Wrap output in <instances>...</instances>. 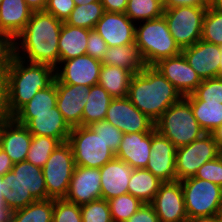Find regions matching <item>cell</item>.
I'll return each mask as SVG.
<instances>
[{
	"mask_svg": "<svg viewBox=\"0 0 222 222\" xmlns=\"http://www.w3.org/2000/svg\"><path fill=\"white\" fill-rule=\"evenodd\" d=\"M193 110L194 117L205 133H213L222 124V104L187 100Z\"/></svg>",
	"mask_w": 222,
	"mask_h": 222,
	"instance_id": "1f68e13d",
	"label": "cell"
},
{
	"mask_svg": "<svg viewBox=\"0 0 222 222\" xmlns=\"http://www.w3.org/2000/svg\"><path fill=\"white\" fill-rule=\"evenodd\" d=\"M127 98L154 123L174 103L183 96L154 66L146 65L134 74Z\"/></svg>",
	"mask_w": 222,
	"mask_h": 222,
	"instance_id": "7a4b0ae2",
	"label": "cell"
},
{
	"mask_svg": "<svg viewBox=\"0 0 222 222\" xmlns=\"http://www.w3.org/2000/svg\"><path fill=\"white\" fill-rule=\"evenodd\" d=\"M176 6H208L203 0H166L165 9Z\"/></svg>",
	"mask_w": 222,
	"mask_h": 222,
	"instance_id": "681fc988",
	"label": "cell"
},
{
	"mask_svg": "<svg viewBox=\"0 0 222 222\" xmlns=\"http://www.w3.org/2000/svg\"><path fill=\"white\" fill-rule=\"evenodd\" d=\"M212 134L219 151L222 152V124Z\"/></svg>",
	"mask_w": 222,
	"mask_h": 222,
	"instance_id": "9f6ffc18",
	"label": "cell"
},
{
	"mask_svg": "<svg viewBox=\"0 0 222 222\" xmlns=\"http://www.w3.org/2000/svg\"><path fill=\"white\" fill-rule=\"evenodd\" d=\"M8 190L4 193L6 205L13 211L25 208L36 200L47 199V188L42 168L30 162L14 164L3 176Z\"/></svg>",
	"mask_w": 222,
	"mask_h": 222,
	"instance_id": "277c9868",
	"label": "cell"
},
{
	"mask_svg": "<svg viewBox=\"0 0 222 222\" xmlns=\"http://www.w3.org/2000/svg\"><path fill=\"white\" fill-rule=\"evenodd\" d=\"M208 6H176L164 9L163 16L176 44L182 50L202 36L203 18Z\"/></svg>",
	"mask_w": 222,
	"mask_h": 222,
	"instance_id": "9c48e42d",
	"label": "cell"
},
{
	"mask_svg": "<svg viewBox=\"0 0 222 222\" xmlns=\"http://www.w3.org/2000/svg\"><path fill=\"white\" fill-rule=\"evenodd\" d=\"M176 147L154 128L151 131V153L145 169L162 182L177 180L175 172Z\"/></svg>",
	"mask_w": 222,
	"mask_h": 222,
	"instance_id": "9a60e30c",
	"label": "cell"
},
{
	"mask_svg": "<svg viewBox=\"0 0 222 222\" xmlns=\"http://www.w3.org/2000/svg\"><path fill=\"white\" fill-rule=\"evenodd\" d=\"M219 77H222V46H221Z\"/></svg>",
	"mask_w": 222,
	"mask_h": 222,
	"instance_id": "be15d7a7",
	"label": "cell"
},
{
	"mask_svg": "<svg viewBox=\"0 0 222 222\" xmlns=\"http://www.w3.org/2000/svg\"><path fill=\"white\" fill-rule=\"evenodd\" d=\"M112 100L113 98L102 86L99 84L91 86L83 110L82 126H90L94 122L104 120Z\"/></svg>",
	"mask_w": 222,
	"mask_h": 222,
	"instance_id": "4dcf8cb0",
	"label": "cell"
},
{
	"mask_svg": "<svg viewBox=\"0 0 222 222\" xmlns=\"http://www.w3.org/2000/svg\"><path fill=\"white\" fill-rule=\"evenodd\" d=\"M100 0H74L75 5L88 4L92 2H97Z\"/></svg>",
	"mask_w": 222,
	"mask_h": 222,
	"instance_id": "94428289",
	"label": "cell"
},
{
	"mask_svg": "<svg viewBox=\"0 0 222 222\" xmlns=\"http://www.w3.org/2000/svg\"><path fill=\"white\" fill-rule=\"evenodd\" d=\"M181 53L201 80L219 76L221 46L199 40Z\"/></svg>",
	"mask_w": 222,
	"mask_h": 222,
	"instance_id": "d6986e66",
	"label": "cell"
},
{
	"mask_svg": "<svg viewBox=\"0 0 222 222\" xmlns=\"http://www.w3.org/2000/svg\"><path fill=\"white\" fill-rule=\"evenodd\" d=\"M63 22L46 11H34L14 38L15 56L29 63L59 65L58 41ZM23 52V53H21Z\"/></svg>",
	"mask_w": 222,
	"mask_h": 222,
	"instance_id": "6da1fadb",
	"label": "cell"
},
{
	"mask_svg": "<svg viewBox=\"0 0 222 222\" xmlns=\"http://www.w3.org/2000/svg\"><path fill=\"white\" fill-rule=\"evenodd\" d=\"M11 64H0V88H6L7 69Z\"/></svg>",
	"mask_w": 222,
	"mask_h": 222,
	"instance_id": "11a10c76",
	"label": "cell"
},
{
	"mask_svg": "<svg viewBox=\"0 0 222 222\" xmlns=\"http://www.w3.org/2000/svg\"><path fill=\"white\" fill-rule=\"evenodd\" d=\"M154 67L176 87L183 97L192 94L202 82L182 53L162 59Z\"/></svg>",
	"mask_w": 222,
	"mask_h": 222,
	"instance_id": "2e32d148",
	"label": "cell"
},
{
	"mask_svg": "<svg viewBox=\"0 0 222 222\" xmlns=\"http://www.w3.org/2000/svg\"><path fill=\"white\" fill-rule=\"evenodd\" d=\"M113 222L127 221L144 203L129 193L107 200Z\"/></svg>",
	"mask_w": 222,
	"mask_h": 222,
	"instance_id": "8d00e7d4",
	"label": "cell"
},
{
	"mask_svg": "<svg viewBox=\"0 0 222 222\" xmlns=\"http://www.w3.org/2000/svg\"><path fill=\"white\" fill-rule=\"evenodd\" d=\"M82 222H113L108 201L98 199L80 205Z\"/></svg>",
	"mask_w": 222,
	"mask_h": 222,
	"instance_id": "ab89813d",
	"label": "cell"
},
{
	"mask_svg": "<svg viewBox=\"0 0 222 222\" xmlns=\"http://www.w3.org/2000/svg\"><path fill=\"white\" fill-rule=\"evenodd\" d=\"M104 140L107 146L116 153L122 141L123 132L105 119L89 126Z\"/></svg>",
	"mask_w": 222,
	"mask_h": 222,
	"instance_id": "b9f144b4",
	"label": "cell"
},
{
	"mask_svg": "<svg viewBox=\"0 0 222 222\" xmlns=\"http://www.w3.org/2000/svg\"><path fill=\"white\" fill-rule=\"evenodd\" d=\"M32 12L25 0H2L0 21L3 28L15 38L26 27Z\"/></svg>",
	"mask_w": 222,
	"mask_h": 222,
	"instance_id": "484cf974",
	"label": "cell"
},
{
	"mask_svg": "<svg viewBox=\"0 0 222 222\" xmlns=\"http://www.w3.org/2000/svg\"><path fill=\"white\" fill-rule=\"evenodd\" d=\"M25 126L32 136H48L61 143L68 141L72 130L57 106L49 113H33V118Z\"/></svg>",
	"mask_w": 222,
	"mask_h": 222,
	"instance_id": "cb8c5ba5",
	"label": "cell"
},
{
	"mask_svg": "<svg viewBox=\"0 0 222 222\" xmlns=\"http://www.w3.org/2000/svg\"><path fill=\"white\" fill-rule=\"evenodd\" d=\"M164 7L155 0H129L125 14L134 23L163 16Z\"/></svg>",
	"mask_w": 222,
	"mask_h": 222,
	"instance_id": "e575fe53",
	"label": "cell"
},
{
	"mask_svg": "<svg viewBox=\"0 0 222 222\" xmlns=\"http://www.w3.org/2000/svg\"><path fill=\"white\" fill-rule=\"evenodd\" d=\"M76 164L68 142L60 143L42 167L47 199H64Z\"/></svg>",
	"mask_w": 222,
	"mask_h": 222,
	"instance_id": "30bf717a",
	"label": "cell"
},
{
	"mask_svg": "<svg viewBox=\"0 0 222 222\" xmlns=\"http://www.w3.org/2000/svg\"><path fill=\"white\" fill-rule=\"evenodd\" d=\"M218 218H219V221L220 222H222V205H221V207H220V209H219V212H218Z\"/></svg>",
	"mask_w": 222,
	"mask_h": 222,
	"instance_id": "e7e4bbea",
	"label": "cell"
},
{
	"mask_svg": "<svg viewBox=\"0 0 222 222\" xmlns=\"http://www.w3.org/2000/svg\"><path fill=\"white\" fill-rule=\"evenodd\" d=\"M90 30L63 22L58 41L59 62L86 54Z\"/></svg>",
	"mask_w": 222,
	"mask_h": 222,
	"instance_id": "d4e9b609",
	"label": "cell"
},
{
	"mask_svg": "<svg viewBox=\"0 0 222 222\" xmlns=\"http://www.w3.org/2000/svg\"><path fill=\"white\" fill-rule=\"evenodd\" d=\"M201 40L222 46V11L207 7L203 18Z\"/></svg>",
	"mask_w": 222,
	"mask_h": 222,
	"instance_id": "74e56055",
	"label": "cell"
},
{
	"mask_svg": "<svg viewBox=\"0 0 222 222\" xmlns=\"http://www.w3.org/2000/svg\"><path fill=\"white\" fill-rule=\"evenodd\" d=\"M0 206H7L4 197H0Z\"/></svg>",
	"mask_w": 222,
	"mask_h": 222,
	"instance_id": "03108f58",
	"label": "cell"
},
{
	"mask_svg": "<svg viewBox=\"0 0 222 222\" xmlns=\"http://www.w3.org/2000/svg\"><path fill=\"white\" fill-rule=\"evenodd\" d=\"M55 79V69L45 64L26 62L16 56L7 69L6 110L12 117L36 93Z\"/></svg>",
	"mask_w": 222,
	"mask_h": 222,
	"instance_id": "3957f363",
	"label": "cell"
},
{
	"mask_svg": "<svg viewBox=\"0 0 222 222\" xmlns=\"http://www.w3.org/2000/svg\"><path fill=\"white\" fill-rule=\"evenodd\" d=\"M8 190L7 186L5 185V182L3 180V177L0 176V197H4V193Z\"/></svg>",
	"mask_w": 222,
	"mask_h": 222,
	"instance_id": "91938a15",
	"label": "cell"
},
{
	"mask_svg": "<svg viewBox=\"0 0 222 222\" xmlns=\"http://www.w3.org/2000/svg\"><path fill=\"white\" fill-rule=\"evenodd\" d=\"M195 178L210 181L222 187V156L204 163L194 175Z\"/></svg>",
	"mask_w": 222,
	"mask_h": 222,
	"instance_id": "7bdbcfd3",
	"label": "cell"
},
{
	"mask_svg": "<svg viewBox=\"0 0 222 222\" xmlns=\"http://www.w3.org/2000/svg\"><path fill=\"white\" fill-rule=\"evenodd\" d=\"M133 75L134 74L127 69L102 64L98 84L102 86L113 99L125 98L128 95V89Z\"/></svg>",
	"mask_w": 222,
	"mask_h": 222,
	"instance_id": "f1b7e54d",
	"label": "cell"
},
{
	"mask_svg": "<svg viewBox=\"0 0 222 222\" xmlns=\"http://www.w3.org/2000/svg\"><path fill=\"white\" fill-rule=\"evenodd\" d=\"M74 8V0H48L44 11L65 22Z\"/></svg>",
	"mask_w": 222,
	"mask_h": 222,
	"instance_id": "ee69618b",
	"label": "cell"
},
{
	"mask_svg": "<svg viewBox=\"0 0 222 222\" xmlns=\"http://www.w3.org/2000/svg\"><path fill=\"white\" fill-rule=\"evenodd\" d=\"M14 163L7 155V153L0 148V176H4L7 172L11 171Z\"/></svg>",
	"mask_w": 222,
	"mask_h": 222,
	"instance_id": "f907efd6",
	"label": "cell"
},
{
	"mask_svg": "<svg viewBox=\"0 0 222 222\" xmlns=\"http://www.w3.org/2000/svg\"><path fill=\"white\" fill-rule=\"evenodd\" d=\"M67 142L77 166L101 168L115 158V153L89 126L72 128Z\"/></svg>",
	"mask_w": 222,
	"mask_h": 222,
	"instance_id": "52a82bcc",
	"label": "cell"
},
{
	"mask_svg": "<svg viewBox=\"0 0 222 222\" xmlns=\"http://www.w3.org/2000/svg\"><path fill=\"white\" fill-rule=\"evenodd\" d=\"M221 155L212 133H204L192 143L176 148L175 172L177 180L194 177L206 162Z\"/></svg>",
	"mask_w": 222,
	"mask_h": 222,
	"instance_id": "8fae6325",
	"label": "cell"
},
{
	"mask_svg": "<svg viewBox=\"0 0 222 222\" xmlns=\"http://www.w3.org/2000/svg\"><path fill=\"white\" fill-rule=\"evenodd\" d=\"M27 6L34 11H44L48 0H25Z\"/></svg>",
	"mask_w": 222,
	"mask_h": 222,
	"instance_id": "f5cc1de1",
	"label": "cell"
},
{
	"mask_svg": "<svg viewBox=\"0 0 222 222\" xmlns=\"http://www.w3.org/2000/svg\"><path fill=\"white\" fill-rule=\"evenodd\" d=\"M107 48L108 46L105 40L98 34L96 30L91 29L87 39L86 54L93 58L102 60Z\"/></svg>",
	"mask_w": 222,
	"mask_h": 222,
	"instance_id": "f6af8a7d",
	"label": "cell"
},
{
	"mask_svg": "<svg viewBox=\"0 0 222 222\" xmlns=\"http://www.w3.org/2000/svg\"><path fill=\"white\" fill-rule=\"evenodd\" d=\"M186 100H201L204 102H219L222 104V77L202 80L195 91L184 97Z\"/></svg>",
	"mask_w": 222,
	"mask_h": 222,
	"instance_id": "f35d334b",
	"label": "cell"
},
{
	"mask_svg": "<svg viewBox=\"0 0 222 222\" xmlns=\"http://www.w3.org/2000/svg\"><path fill=\"white\" fill-rule=\"evenodd\" d=\"M151 153V132L123 134L115 157L133 169L146 168Z\"/></svg>",
	"mask_w": 222,
	"mask_h": 222,
	"instance_id": "603a6c76",
	"label": "cell"
},
{
	"mask_svg": "<svg viewBox=\"0 0 222 222\" xmlns=\"http://www.w3.org/2000/svg\"><path fill=\"white\" fill-rule=\"evenodd\" d=\"M57 106L56 78L46 88L39 90L36 95L22 106L12 117L20 124L26 125L33 113H49Z\"/></svg>",
	"mask_w": 222,
	"mask_h": 222,
	"instance_id": "83f0119b",
	"label": "cell"
},
{
	"mask_svg": "<svg viewBox=\"0 0 222 222\" xmlns=\"http://www.w3.org/2000/svg\"><path fill=\"white\" fill-rule=\"evenodd\" d=\"M136 26L135 43L146 65L154 66L162 59L182 52L171 35L164 16L142 21Z\"/></svg>",
	"mask_w": 222,
	"mask_h": 222,
	"instance_id": "5b68a950",
	"label": "cell"
},
{
	"mask_svg": "<svg viewBox=\"0 0 222 222\" xmlns=\"http://www.w3.org/2000/svg\"><path fill=\"white\" fill-rule=\"evenodd\" d=\"M150 205L160 222H188L181 182H162Z\"/></svg>",
	"mask_w": 222,
	"mask_h": 222,
	"instance_id": "4fadbf2b",
	"label": "cell"
},
{
	"mask_svg": "<svg viewBox=\"0 0 222 222\" xmlns=\"http://www.w3.org/2000/svg\"><path fill=\"white\" fill-rule=\"evenodd\" d=\"M89 89V86L64 84L56 79L57 107L71 128L82 126Z\"/></svg>",
	"mask_w": 222,
	"mask_h": 222,
	"instance_id": "ac0fdd59",
	"label": "cell"
},
{
	"mask_svg": "<svg viewBox=\"0 0 222 222\" xmlns=\"http://www.w3.org/2000/svg\"><path fill=\"white\" fill-rule=\"evenodd\" d=\"M101 62L127 69L133 74L139 73L146 66L136 43L108 47Z\"/></svg>",
	"mask_w": 222,
	"mask_h": 222,
	"instance_id": "4316f807",
	"label": "cell"
},
{
	"mask_svg": "<svg viewBox=\"0 0 222 222\" xmlns=\"http://www.w3.org/2000/svg\"><path fill=\"white\" fill-rule=\"evenodd\" d=\"M155 129L176 148L192 143L205 133L194 117L190 103L184 97L172 104L157 119Z\"/></svg>",
	"mask_w": 222,
	"mask_h": 222,
	"instance_id": "8992f818",
	"label": "cell"
},
{
	"mask_svg": "<svg viewBox=\"0 0 222 222\" xmlns=\"http://www.w3.org/2000/svg\"><path fill=\"white\" fill-rule=\"evenodd\" d=\"M61 142L48 136H33L26 161L35 166L43 167L51 153Z\"/></svg>",
	"mask_w": 222,
	"mask_h": 222,
	"instance_id": "d590c367",
	"label": "cell"
},
{
	"mask_svg": "<svg viewBox=\"0 0 222 222\" xmlns=\"http://www.w3.org/2000/svg\"><path fill=\"white\" fill-rule=\"evenodd\" d=\"M105 120L123 134L148 133L155 128V123L140 112L127 97L115 98L111 101Z\"/></svg>",
	"mask_w": 222,
	"mask_h": 222,
	"instance_id": "7c38bea8",
	"label": "cell"
},
{
	"mask_svg": "<svg viewBox=\"0 0 222 222\" xmlns=\"http://www.w3.org/2000/svg\"><path fill=\"white\" fill-rule=\"evenodd\" d=\"M52 222H82L80 205L65 199H54Z\"/></svg>",
	"mask_w": 222,
	"mask_h": 222,
	"instance_id": "60d3db41",
	"label": "cell"
},
{
	"mask_svg": "<svg viewBox=\"0 0 222 222\" xmlns=\"http://www.w3.org/2000/svg\"><path fill=\"white\" fill-rule=\"evenodd\" d=\"M3 123H4V121H0V133H1V129L3 127Z\"/></svg>",
	"mask_w": 222,
	"mask_h": 222,
	"instance_id": "89a4df30",
	"label": "cell"
},
{
	"mask_svg": "<svg viewBox=\"0 0 222 222\" xmlns=\"http://www.w3.org/2000/svg\"><path fill=\"white\" fill-rule=\"evenodd\" d=\"M188 222H220L217 215L196 217L189 219Z\"/></svg>",
	"mask_w": 222,
	"mask_h": 222,
	"instance_id": "6f0895ef",
	"label": "cell"
},
{
	"mask_svg": "<svg viewBox=\"0 0 222 222\" xmlns=\"http://www.w3.org/2000/svg\"><path fill=\"white\" fill-rule=\"evenodd\" d=\"M125 222H160L159 218L150 204H143L127 221Z\"/></svg>",
	"mask_w": 222,
	"mask_h": 222,
	"instance_id": "7dc6e473",
	"label": "cell"
},
{
	"mask_svg": "<svg viewBox=\"0 0 222 222\" xmlns=\"http://www.w3.org/2000/svg\"><path fill=\"white\" fill-rule=\"evenodd\" d=\"M13 212L8 206H0V222H11Z\"/></svg>",
	"mask_w": 222,
	"mask_h": 222,
	"instance_id": "db71d44e",
	"label": "cell"
},
{
	"mask_svg": "<svg viewBox=\"0 0 222 222\" xmlns=\"http://www.w3.org/2000/svg\"><path fill=\"white\" fill-rule=\"evenodd\" d=\"M208 7L222 11V0H213Z\"/></svg>",
	"mask_w": 222,
	"mask_h": 222,
	"instance_id": "680465c9",
	"label": "cell"
},
{
	"mask_svg": "<svg viewBox=\"0 0 222 222\" xmlns=\"http://www.w3.org/2000/svg\"><path fill=\"white\" fill-rule=\"evenodd\" d=\"M132 171L133 168L130 165L116 157L101 167V199L107 201L128 193Z\"/></svg>",
	"mask_w": 222,
	"mask_h": 222,
	"instance_id": "7402d4cb",
	"label": "cell"
},
{
	"mask_svg": "<svg viewBox=\"0 0 222 222\" xmlns=\"http://www.w3.org/2000/svg\"><path fill=\"white\" fill-rule=\"evenodd\" d=\"M2 36H11L2 26L1 21H0V37Z\"/></svg>",
	"mask_w": 222,
	"mask_h": 222,
	"instance_id": "6125c7cd",
	"label": "cell"
},
{
	"mask_svg": "<svg viewBox=\"0 0 222 222\" xmlns=\"http://www.w3.org/2000/svg\"><path fill=\"white\" fill-rule=\"evenodd\" d=\"M94 30L108 47L135 43L136 26L125 13L104 12Z\"/></svg>",
	"mask_w": 222,
	"mask_h": 222,
	"instance_id": "ffe728a7",
	"label": "cell"
},
{
	"mask_svg": "<svg viewBox=\"0 0 222 222\" xmlns=\"http://www.w3.org/2000/svg\"><path fill=\"white\" fill-rule=\"evenodd\" d=\"M105 12L125 13L129 0H100Z\"/></svg>",
	"mask_w": 222,
	"mask_h": 222,
	"instance_id": "c3c4849f",
	"label": "cell"
},
{
	"mask_svg": "<svg viewBox=\"0 0 222 222\" xmlns=\"http://www.w3.org/2000/svg\"><path fill=\"white\" fill-rule=\"evenodd\" d=\"M54 199L36 200L13 212L11 222H52Z\"/></svg>",
	"mask_w": 222,
	"mask_h": 222,
	"instance_id": "d6a6232c",
	"label": "cell"
},
{
	"mask_svg": "<svg viewBox=\"0 0 222 222\" xmlns=\"http://www.w3.org/2000/svg\"><path fill=\"white\" fill-rule=\"evenodd\" d=\"M102 64L87 54L63 60L55 69V78L64 84L91 87L98 84Z\"/></svg>",
	"mask_w": 222,
	"mask_h": 222,
	"instance_id": "5bb4252c",
	"label": "cell"
},
{
	"mask_svg": "<svg viewBox=\"0 0 222 222\" xmlns=\"http://www.w3.org/2000/svg\"><path fill=\"white\" fill-rule=\"evenodd\" d=\"M14 56V38L12 36L0 37V64H11Z\"/></svg>",
	"mask_w": 222,
	"mask_h": 222,
	"instance_id": "bcb514c9",
	"label": "cell"
},
{
	"mask_svg": "<svg viewBox=\"0 0 222 222\" xmlns=\"http://www.w3.org/2000/svg\"><path fill=\"white\" fill-rule=\"evenodd\" d=\"M180 182L188 220L218 215L222 205L221 186L195 177H189Z\"/></svg>",
	"mask_w": 222,
	"mask_h": 222,
	"instance_id": "ba28073f",
	"label": "cell"
},
{
	"mask_svg": "<svg viewBox=\"0 0 222 222\" xmlns=\"http://www.w3.org/2000/svg\"><path fill=\"white\" fill-rule=\"evenodd\" d=\"M207 5H209L213 0H203Z\"/></svg>",
	"mask_w": 222,
	"mask_h": 222,
	"instance_id": "a7ac6f4b",
	"label": "cell"
},
{
	"mask_svg": "<svg viewBox=\"0 0 222 222\" xmlns=\"http://www.w3.org/2000/svg\"><path fill=\"white\" fill-rule=\"evenodd\" d=\"M162 181L145 168L133 169L128 193L137 197L142 203L150 204L157 194Z\"/></svg>",
	"mask_w": 222,
	"mask_h": 222,
	"instance_id": "f546056e",
	"label": "cell"
},
{
	"mask_svg": "<svg viewBox=\"0 0 222 222\" xmlns=\"http://www.w3.org/2000/svg\"><path fill=\"white\" fill-rule=\"evenodd\" d=\"M32 138L25 125L9 117L1 129L0 148L7 153L14 164L20 163L26 161Z\"/></svg>",
	"mask_w": 222,
	"mask_h": 222,
	"instance_id": "44dd1931",
	"label": "cell"
},
{
	"mask_svg": "<svg viewBox=\"0 0 222 222\" xmlns=\"http://www.w3.org/2000/svg\"><path fill=\"white\" fill-rule=\"evenodd\" d=\"M6 88H0V121L7 120L10 116L6 110Z\"/></svg>",
	"mask_w": 222,
	"mask_h": 222,
	"instance_id": "816d5d0a",
	"label": "cell"
},
{
	"mask_svg": "<svg viewBox=\"0 0 222 222\" xmlns=\"http://www.w3.org/2000/svg\"><path fill=\"white\" fill-rule=\"evenodd\" d=\"M100 176V168L76 165L64 199L77 205L101 199Z\"/></svg>",
	"mask_w": 222,
	"mask_h": 222,
	"instance_id": "e0dca14e",
	"label": "cell"
},
{
	"mask_svg": "<svg viewBox=\"0 0 222 222\" xmlns=\"http://www.w3.org/2000/svg\"><path fill=\"white\" fill-rule=\"evenodd\" d=\"M104 12L101 1L75 5L65 23L75 27L94 29Z\"/></svg>",
	"mask_w": 222,
	"mask_h": 222,
	"instance_id": "836d02e7",
	"label": "cell"
},
{
	"mask_svg": "<svg viewBox=\"0 0 222 222\" xmlns=\"http://www.w3.org/2000/svg\"><path fill=\"white\" fill-rule=\"evenodd\" d=\"M155 1H157L158 3H160V4L164 7V9H165V1H166V0H155Z\"/></svg>",
	"mask_w": 222,
	"mask_h": 222,
	"instance_id": "003e7915",
	"label": "cell"
}]
</instances>
